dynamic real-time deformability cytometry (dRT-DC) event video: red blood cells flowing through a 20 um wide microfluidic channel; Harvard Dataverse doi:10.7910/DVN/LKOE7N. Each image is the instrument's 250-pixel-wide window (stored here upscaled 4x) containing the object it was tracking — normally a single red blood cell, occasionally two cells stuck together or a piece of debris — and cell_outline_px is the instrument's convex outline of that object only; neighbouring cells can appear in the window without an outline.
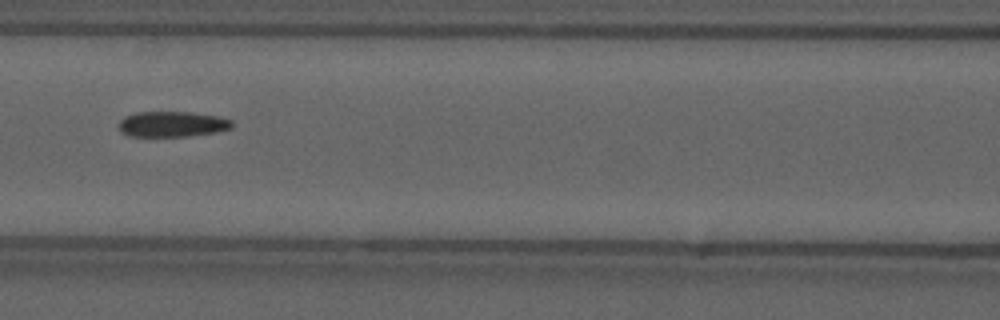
{"species": "common noctule bat (a hibernating species)", "species_latin": "Nyctalus noctula", "temperature_condition": "cold", "stored_images_in_passage": 45, "camera_frame_rate_fps": 3000, "um_per_image_px": 0.085, "animal": {"sex": "male", "forearm_length_mm": 52.5}, "frame": {"image": 1, "passage_image": 14, "time_ms": 4.333, "image_size_px": [1000, 320], "cell_outline_px": [[232, 128], [212, 132], [184, 136], [132, 136], [124, 132], [120, 128], [120, 120], [124, 116], [136, 112], [192, 112], [216, 116], [232, 120]], "centroid_in_image_um": [14.63, 10.53], "position_along_channel_um": 152.0, "area_um2": 16.47}}
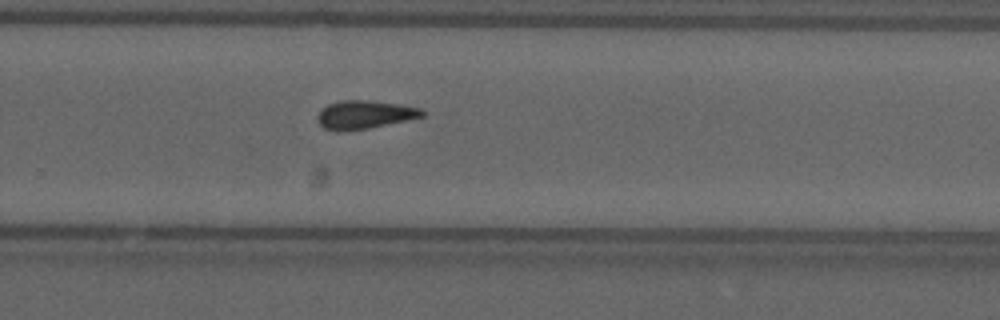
{"frame": {"image": 2, "passage_image": 26, "time_ms": 8.333, "image_size_px": [1000, 320], "cell_outline_px": [[424, 116], [368, 128], [324, 128], [316, 120], [316, 116], [328, 104], [344, 100], [368, 100], [396, 104], [420, 108], [424, 112]], "centroid_in_image_um": [31.01, 9.7], "position_along_channel_um": 298.8, "area_um2": 16.36}, "authors_computed_cell_mechanics": {"area_um2": 16.762, "velocity_mm_per_s": 3.6821, "shape_relaxation_time_tau1_ms": null, "shape_relaxation_time_tau2_ms": 7.9926, "deformation_change_tau1": null, "deformation_change_tau2": 0.1707}}